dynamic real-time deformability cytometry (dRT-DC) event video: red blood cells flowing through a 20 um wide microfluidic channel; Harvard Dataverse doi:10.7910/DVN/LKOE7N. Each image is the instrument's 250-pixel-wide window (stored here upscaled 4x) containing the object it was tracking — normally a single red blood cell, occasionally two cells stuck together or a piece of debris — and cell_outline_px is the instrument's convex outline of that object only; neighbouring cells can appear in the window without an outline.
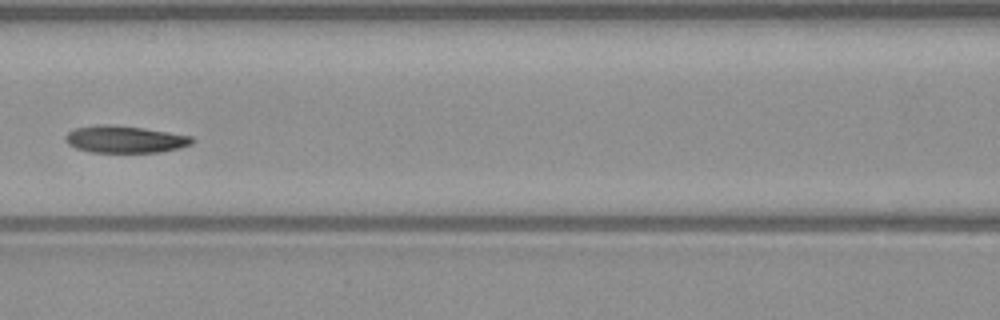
{"species": "common noctule bat (a hibernating species)", "species_latin": "Nyctalus noctula", "temperature_condition": "warm", "stored_images_in_passage": 7, "camera_frame_rate_fps": 3000, "um_per_image_px": 0.085, "animal": {"sex": "male", "body_mass_g": 23.1, "forearm_length_mm": 52.7}, "frame": {"image": 1, "passage_image": 7, "time_ms": 7.333, "image_size_px": [1000, 320], "cell_outline_px": [[196, 140], [192, 144], [180, 148], [160, 152], [92, 152], [76, 148], [68, 144], [64, 140], [64, 136], [68, 132], [76, 128], [96, 124], [112, 124], [144, 128], [192, 136]], "centroid_in_image_um": [10.62, 11.83], "position_along_channel_um": 156.0, "area_um2": 20.17}}